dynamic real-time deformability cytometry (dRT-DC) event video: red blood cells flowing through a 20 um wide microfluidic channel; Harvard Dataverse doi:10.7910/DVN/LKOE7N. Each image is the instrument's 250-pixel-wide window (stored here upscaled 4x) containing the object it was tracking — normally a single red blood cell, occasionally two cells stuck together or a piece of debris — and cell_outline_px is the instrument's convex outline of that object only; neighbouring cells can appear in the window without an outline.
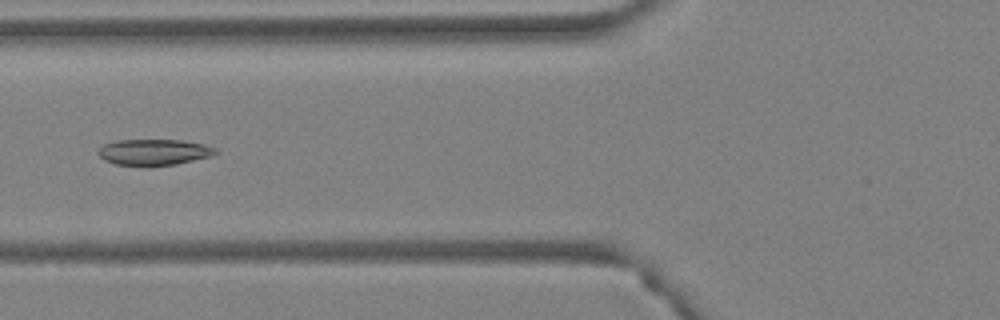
{"species": "Egyptian fruit bat (a non-hibernating species)", "species_latin": "Rousettus aegyptiacus", "temperature_condition": "warm", "stored_images_in_passage": 55, "camera_frame_rate_fps": 3000, "um_per_image_px": 0.085, "animal": {"sex": "female"}, "frame": {"image": 1, "passage_image": 22, "time_ms": 7.0, "image_size_px": [1000, 320], "cell_outline_px": [[220, 152], [212, 156], [176, 164], [148, 168], [140, 168], [116, 164], [104, 160], [96, 152], [104, 144], [116, 140], [180, 140], [204, 144], [216, 148]], "centroid_in_image_um": [13.08, 12.97], "position_along_channel_um": 112.7, "area_um2": 18.44}}
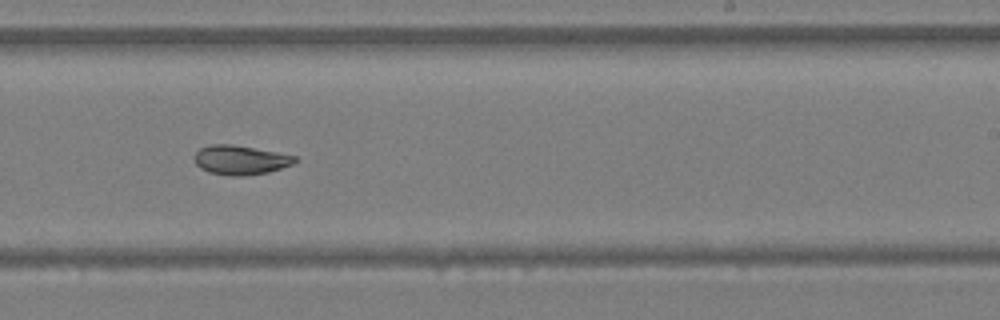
{"frame": {"image": 2, "passage_image": 34, "time_ms": 11.0, "image_size_px": [1000, 320], "cell_outline_px": [[296, 160], [292, 164], [268, 172], [244, 176], [232, 176], [208, 172], [200, 168], [196, 164], [196, 152], [200, 148], [212, 144], [232, 144], [276, 152], [296, 156]], "centroid_in_image_um": [20.42, 13.6], "position_along_channel_um": 268.6, "area_um2": 16.94}}
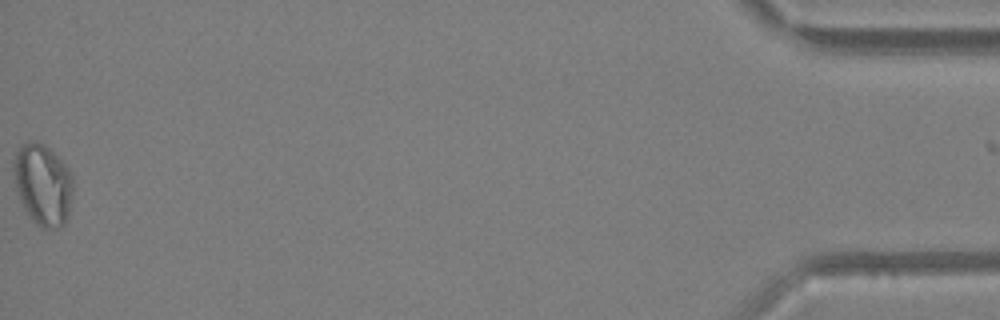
{"frame": {"image": 3, "passage_image": 54, "time_ms": 17.667, "image_size_px": [1000, 320], "cell_outline_px": [[72, 196], [68, 216], [64, 224], [60, 228], [44, 228], [36, 224], [24, 208], [16, 192], [12, 172], [12, 160], [20, 144], [36, 140], [44, 144], [72, 172]], "centroid_in_image_um": [3.61, 15.67], "position_along_channel_um": 431.6, "area_um2": 28.44}}